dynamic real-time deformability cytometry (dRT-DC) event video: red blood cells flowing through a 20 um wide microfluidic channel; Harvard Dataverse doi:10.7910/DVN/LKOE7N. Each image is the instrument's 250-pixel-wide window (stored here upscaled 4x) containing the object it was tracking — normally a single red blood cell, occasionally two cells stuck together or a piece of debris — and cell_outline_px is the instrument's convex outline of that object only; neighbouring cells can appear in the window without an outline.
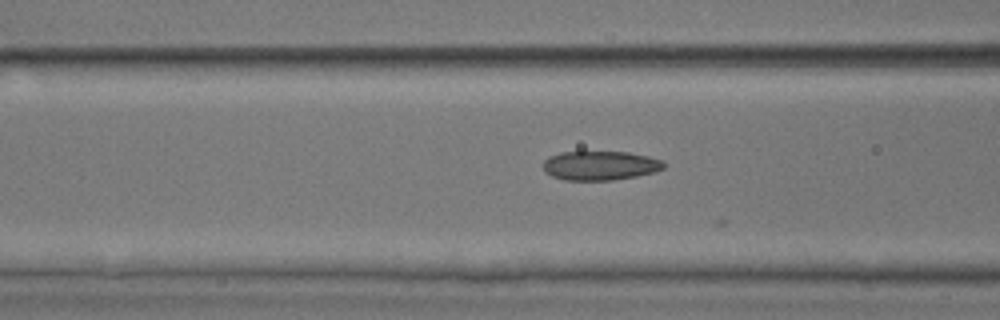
{"species": "common noctule bat (a hibernating species)", "species_latin": "Nyctalus noctula", "temperature_condition": "room temperature", "stored_images_in_passage": 29, "camera_frame_rate_fps": 3000, "um_per_image_px": 0.085, "animal": {"sex": "male", "body_mass_g": 17.9, "forearm_length_mm": 54.2}, "frame": {"image": 1, "passage_image": 11, "time_ms": 3.333, "image_size_px": [1000, 320], "cell_outline_px": [[664, 168], [656, 172], [636, 176], [612, 180], [564, 180], [552, 176], [544, 172], [544, 160], [548, 156], [560, 152], [628, 152], [648, 156], [660, 160], [664, 164]], "centroid_in_image_um": [50.99, 14.07], "position_along_channel_um": 115.6, "area_um2": 20.52}}